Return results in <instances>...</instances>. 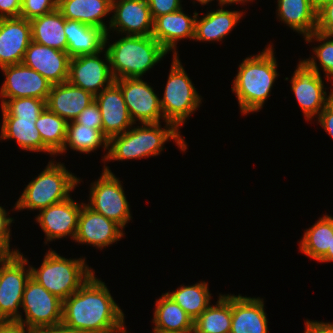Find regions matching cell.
I'll return each instance as SVG.
<instances>
[{
	"mask_svg": "<svg viewBox=\"0 0 333 333\" xmlns=\"http://www.w3.org/2000/svg\"><path fill=\"white\" fill-rule=\"evenodd\" d=\"M64 31L67 39V53L71 58L103 53L106 44L109 43V32L106 33L101 28L79 21L66 19Z\"/></svg>",
	"mask_w": 333,
	"mask_h": 333,
	"instance_id": "24",
	"label": "cell"
},
{
	"mask_svg": "<svg viewBox=\"0 0 333 333\" xmlns=\"http://www.w3.org/2000/svg\"><path fill=\"white\" fill-rule=\"evenodd\" d=\"M30 267L31 278L62 301L75 293L95 273L85 259H67L48 250L39 268Z\"/></svg>",
	"mask_w": 333,
	"mask_h": 333,
	"instance_id": "5",
	"label": "cell"
},
{
	"mask_svg": "<svg viewBox=\"0 0 333 333\" xmlns=\"http://www.w3.org/2000/svg\"><path fill=\"white\" fill-rule=\"evenodd\" d=\"M153 333H194L193 330L181 331V332H153Z\"/></svg>",
	"mask_w": 333,
	"mask_h": 333,
	"instance_id": "52",
	"label": "cell"
},
{
	"mask_svg": "<svg viewBox=\"0 0 333 333\" xmlns=\"http://www.w3.org/2000/svg\"><path fill=\"white\" fill-rule=\"evenodd\" d=\"M208 11L207 14L198 19L195 18L194 39L196 41H221L232 31L242 17V11H229L223 9Z\"/></svg>",
	"mask_w": 333,
	"mask_h": 333,
	"instance_id": "26",
	"label": "cell"
},
{
	"mask_svg": "<svg viewBox=\"0 0 333 333\" xmlns=\"http://www.w3.org/2000/svg\"><path fill=\"white\" fill-rule=\"evenodd\" d=\"M315 57L299 62L291 78V89L306 118L311 120L318 116L325 106L333 99V89L329 96L324 91V82L320 75Z\"/></svg>",
	"mask_w": 333,
	"mask_h": 333,
	"instance_id": "8",
	"label": "cell"
},
{
	"mask_svg": "<svg viewBox=\"0 0 333 333\" xmlns=\"http://www.w3.org/2000/svg\"><path fill=\"white\" fill-rule=\"evenodd\" d=\"M6 76L0 90L1 105L8 99L32 97L48 99L52 84L23 63L0 68Z\"/></svg>",
	"mask_w": 333,
	"mask_h": 333,
	"instance_id": "13",
	"label": "cell"
},
{
	"mask_svg": "<svg viewBox=\"0 0 333 333\" xmlns=\"http://www.w3.org/2000/svg\"><path fill=\"white\" fill-rule=\"evenodd\" d=\"M124 317L105 283L94 274L63 301L62 324L82 333H126Z\"/></svg>",
	"mask_w": 333,
	"mask_h": 333,
	"instance_id": "1",
	"label": "cell"
},
{
	"mask_svg": "<svg viewBox=\"0 0 333 333\" xmlns=\"http://www.w3.org/2000/svg\"><path fill=\"white\" fill-rule=\"evenodd\" d=\"M104 51L105 62L99 58L101 52L72 57L69 62L68 82L93 96L110 86L115 80L110 70L108 54Z\"/></svg>",
	"mask_w": 333,
	"mask_h": 333,
	"instance_id": "14",
	"label": "cell"
},
{
	"mask_svg": "<svg viewBox=\"0 0 333 333\" xmlns=\"http://www.w3.org/2000/svg\"><path fill=\"white\" fill-rule=\"evenodd\" d=\"M91 184L90 202L86 205L124 229L131 220V214L130 205L119 178L111 172L109 167L104 166L100 178Z\"/></svg>",
	"mask_w": 333,
	"mask_h": 333,
	"instance_id": "9",
	"label": "cell"
},
{
	"mask_svg": "<svg viewBox=\"0 0 333 333\" xmlns=\"http://www.w3.org/2000/svg\"><path fill=\"white\" fill-rule=\"evenodd\" d=\"M111 12L109 32L111 29L121 35L152 36L154 19L147 0H112Z\"/></svg>",
	"mask_w": 333,
	"mask_h": 333,
	"instance_id": "15",
	"label": "cell"
},
{
	"mask_svg": "<svg viewBox=\"0 0 333 333\" xmlns=\"http://www.w3.org/2000/svg\"><path fill=\"white\" fill-rule=\"evenodd\" d=\"M80 178L66 170L61 162L50 161L45 169L31 180L16 202L15 210H41L70 197ZM76 186V187H75Z\"/></svg>",
	"mask_w": 333,
	"mask_h": 333,
	"instance_id": "6",
	"label": "cell"
},
{
	"mask_svg": "<svg viewBox=\"0 0 333 333\" xmlns=\"http://www.w3.org/2000/svg\"><path fill=\"white\" fill-rule=\"evenodd\" d=\"M170 296L192 319L193 321L211 303V294L208 283L200 282L190 286L181 285L172 292L166 293Z\"/></svg>",
	"mask_w": 333,
	"mask_h": 333,
	"instance_id": "35",
	"label": "cell"
},
{
	"mask_svg": "<svg viewBox=\"0 0 333 333\" xmlns=\"http://www.w3.org/2000/svg\"><path fill=\"white\" fill-rule=\"evenodd\" d=\"M248 1L250 2V1H253V0H218V2H219L218 5H220V6L223 5L224 6L226 4L225 6H227V4L229 5V4H232V3L233 4L234 3L243 4L244 2H248Z\"/></svg>",
	"mask_w": 333,
	"mask_h": 333,
	"instance_id": "50",
	"label": "cell"
},
{
	"mask_svg": "<svg viewBox=\"0 0 333 333\" xmlns=\"http://www.w3.org/2000/svg\"><path fill=\"white\" fill-rule=\"evenodd\" d=\"M74 121L87 127L98 129L102 132L101 113L95 100L84 108Z\"/></svg>",
	"mask_w": 333,
	"mask_h": 333,
	"instance_id": "39",
	"label": "cell"
},
{
	"mask_svg": "<svg viewBox=\"0 0 333 333\" xmlns=\"http://www.w3.org/2000/svg\"><path fill=\"white\" fill-rule=\"evenodd\" d=\"M0 333H33V330L17 320H10L0 321Z\"/></svg>",
	"mask_w": 333,
	"mask_h": 333,
	"instance_id": "45",
	"label": "cell"
},
{
	"mask_svg": "<svg viewBox=\"0 0 333 333\" xmlns=\"http://www.w3.org/2000/svg\"><path fill=\"white\" fill-rule=\"evenodd\" d=\"M82 207L72 197L39 210L36 221L46 234L45 244L54 239L70 236L75 238L78 217Z\"/></svg>",
	"mask_w": 333,
	"mask_h": 333,
	"instance_id": "17",
	"label": "cell"
},
{
	"mask_svg": "<svg viewBox=\"0 0 333 333\" xmlns=\"http://www.w3.org/2000/svg\"><path fill=\"white\" fill-rule=\"evenodd\" d=\"M94 97L90 92L67 81L51 86L46 107L67 122H71L94 101Z\"/></svg>",
	"mask_w": 333,
	"mask_h": 333,
	"instance_id": "23",
	"label": "cell"
},
{
	"mask_svg": "<svg viewBox=\"0 0 333 333\" xmlns=\"http://www.w3.org/2000/svg\"><path fill=\"white\" fill-rule=\"evenodd\" d=\"M21 307L26 318H19L17 321L32 330L62 323L63 301L31 277L26 283Z\"/></svg>",
	"mask_w": 333,
	"mask_h": 333,
	"instance_id": "11",
	"label": "cell"
},
{
	"mask_svg": "<svg viewBox=\"0 0 333 333\" xmlns=\"http://www.w3.org/2000/svg\"><path fill=\"white\" fill-rule=\"evenodd\" d=\"M322 262H333V237H332V243H331V249H328L327 253L319 260Z\"/></svg>",
	"mask_w": 333,
	"mask_h": 333,
	"instance_id": "49",
	"label": "cell"
},
{
	"mask_svg": "<svg viewBox=\"0 0 333 333\" xmlns=\"http://www.w3.org/2000/svg\"><path fill=\"white\" fill-rule=\"evenodd\" d=\"M333 237V217L324 215L306 229L303 238L299 242V249L306 256L319 261L331 249Z\"/></svg>",
	"mask_w": 333,
	"mask_h": 333,
	"instance_id": "32",
	"label": "cell"
},
{
	"mask_svg": "<svg viewBox=\"0 0 333 333\" xmlns=\"http://www.w3.org/2000/svg\"><path fill=\"white\" fill-rule=\"evenodd\" d=\"M107 46L114 80L141 78L168 53L152 36L126 35Z\"/></svg>",
	"mask_w": 333,
	"mask_h": 333,
	"instance_id": "4",
	"label": "cell"
},
{
	"mask_svg": "<svg viewBox=\"0 0 333 333\" xmlns=\"http://www.w3.org/2000/svg\"><path fill=\"white\" fill-rule=\"evenodd\" d=\"M195 1H198V2H200V4H202V5H207V4H209L211 1H214V0H195Z\"/></svg>",
	"mask_w": 333,
	"mask_h": 333,
	"instance_id": "53",
	"label": "cell"
},
{
	"mask_svg": "<svg viewBox=\"0 0 333 333\" xmlns=\"http://www.w3.org/2000/svg\"><path fill=\"white\" fill-rule=\"evenodd\" d=\"M67 121L56 113L51 112L47 107L35 122L43 141V152L51 156L57 155L65 144Z\"/></svg>",
	"mask_w": 333,
	"mask_h": 333,
	"instance_id": "33",
	"label": "cell"
},
{
	"mask_svg": "<svg viewBox=\"0 0 333 333\" xmlns=\"http://www.w3.org/2000/svg\"><path fill=\"white\" fill-rule=\"evenodd\" d=\"M57 9L67 20L79 21L108 32L107 24L102 19L111 13L112 0H58Z\"/></svg>",
	"mask_w": 333,
	"mask_h": 333,
	"instance_id": "25",
	"label": "cell"
},
{
	"mask_svg": "<svg viewBox=\"0 0 333 333\" xmlns=\"http://www.w3.org/2000/svg\"><path fill=\"white\" fill-rule=\"evenodd\" d=\"M28 260L22 253H11L1 261L0 321L22 318L21 308L24 289L31 277Z\"/></svg>",
	"mask_w": 333,
	"mask_h": 333,
	"instance_id": "10",
	"label": "cell"
},
{
	"mask_svg": "<svg viewBox=\"0 0 333 333\" xmlns=\"http://www.w3.org/2000/svg\"><path fill=\"white\" fill-rule=\"evenodd\" d=\"M170 73L160 106L165 122L174 124L178 129L202 103L196 88L186 74L178 56H173Z\"/></svg>",
	"mask_w": 333,
	"mask_h": 333,
	"instance_id": "7",
	"label": "cell"
},
{
	"mask_svg": "<svg viewBox=\"0 0 333 333\" xmlns=\"http://www.w3.org/2000/svg\"><path fill=\"white\" fill-rule=\"evenodd\" d=\"M121 89L134 124L159 123L164 120L160 98L142 78H120L114 81Z\"/></svg>",
	"mask_w": 333,
	"mask_h": 333,
	"instance_id": "12",
	"label": "cell"
},
{
	"mask_svg": "<svg viewBox=\"0 0 333 333\" xmlns=\"http://www.w3.org/2000/svg\"><path fill=\"white\" fill-rule=\"evenodd\" d=\"M183 8L178 11L159 16L154 20L152 37L167 51L173 50V56H178L176 43L185 38L194 39L195 18L186 15Z\"/></svg>",
	"mask_w": 333,
	"mask_h": 333,
	"instance_id": "21",
	"label": "cell"
},
{
	"mask_svg": "<svg viewBox=\"0 0 333 333\" xmlns=\"http://www.w3.org/2000/svg\"><path fill=\"white\" fill-rule=\"evenodd\" d=\"M65 21L58 9L30 20L32 41L67 52Z\"/></svg>",
	"mask_w": 333,
	"mask_h": 333,
	"instance_id": "27",
	"label": "cell"
},
{
	"mask_svg": "<svg viewBox=\"0 0 333 333\" xmlns=\"http://www.w3.org/2000/svg\"><path fill=\"white\" fill-rule=\"evenodd\" d=\"M332 0H310V3L312 5V8L318 12L321 10L324 6L329 4Z\"/></svg>",
	"mask_w": 333,
	"mask_h": 333,
	"instance_id": "48",
	"label": "cell"
},
{
	"mask_svg": "<svg viewBox=\"0 0 333 333\" xmlns=\"http://www.w3.org/2000/svg\"><path fill=\"white\" fill-rule=\"evenodd\" d=\"M230 333H268L263 298L232 295Z\"/></svg>",
	"mask_w": 333,
	"mask_h": 333,
	"instance_id": "22",
	"label": "cell"
},
{
	"mask_svg": "<svg viewBox=\"0 0 333 333\" xmlns=\"http://www.w3.org/2000/svg\"><path fill=\"white\" fill-rule=\"evenodd\" d=\"M122 230L114 221L82 203L74 240L80 244L93 245L102 250V248L119 241L125 234Z\"/></svg>",
	"mask_w": 333,
	"mask_h": 333,
	"instance_id": "16",
	"label": "cell"
},
{
	"mask_svg": "<svg viewBox=\"0 0 333 333\" xmlns=\"http://www.w3.org/2000/svg\"><path fill=\"white\" fill-rule=\"evenodd\" d=\"M304 333H333V323L310 321L307 319L305 321Z\"/></svg>",
	"mask_w": 333,
	"mask_h": 333,
	"instance_id": "46",
	"label": "cell"
},
{
	"mask_svg": "<svg viewBox=\"0 0 333 333\" xmlns=\"http://www.w3.org/2000/svg\"><path fill=\"white\" fill-rule=\"evenodd\" d=\"M11 253L0 243V261L7 258Z\"/></svg>",
	"mask_w": 333,
	"mask_h": 333,
	"instance_id": "51",
	"label": "cell"
},
{
	"mask_svg": "<svg viewBox=\"0 0 333 333\" xmlns=\"http://www.w3.org/2000/svg\"><path fill=\"white\" fill-rule=\"evenodd\" d=\"M38 118H3L0 140L15 139L26 151L43 152V141L35 122Z\"/></svg>",
	"mask_w": 333,
	"mask_h": 333,
	"instance_id": "31",
	"label": "cell"
},
{
	"mask_svg": "<svg viewBox=\"0 0 333 333\" xmlns=\"http://www.w3.org/2000/svg\"><path fill=\"white\" fill-rule=\"evenodd\" d=\"M58 0H22L20 17L32 20L57 9Z\"/></svg>",
	"mask_w": 333,
	"mask_h": 333,
	"instance_id": "38",
	"label": "cell"
},
{
	"mask_svg": "<svg viewBox=\"0 0 333 333\" xmlns=\"http://www.w3.org/2000/svg\"><path fill=\"white\" fill-rule=\"evenodd\" d=\"M33 333H82V332L69 328L61 323L58 325L33 330Z\"/></svg>",
	"mask_w": 333,
	"mask_h": 333,
	"instance_id": "47",
	"label": "cell"
},
{
	"mask_svg": "<svg viewBox=\"0 0 333 333\" xmlns=\"http://www.w3.org/2000/svg\"><path fill=\"white\" fill-rule=\"evenodd\" d=\"M70 59L67 52L31 41L22 63L55 85L68 81Z\"/></svg>",
	"mask_w": 333,
	"mask_h": 333,
	"instance_id": "18",
	"label": "cell"
},
{
	"mask_svg": "<svg viewBox=\"0 0 333 333\" xmlns=\"http://www.w3.org/2000/svg\"><path fill=\"white\" fill-rule=\"evenodd\" d=\"M133 126L126 132L111 137L108 140V151L102 160H131L157 156L164 150V144L174 140L181 151H186V141L181 137L179 129L172 123L166 122L165 128L159 123H144Z\"/></svg>",
	"mask_w": 333,
	"mask_h": 333,
	"instance_id": "3",
	"label": "cell"
},
{
	"mask_svg": "<svg viewBox=\"0 0 333 333\" xmlns=\"http://www.w3.org/2000/svg\"><path fill=\"white\" fill-rule=\"evenodd\" d=\"M317 118L318 123L333 138V99L325 106Z\"/></svg>",
	"mask_w": 333,
	"mask_h": 333,
	"instance_id": "44",
	"label": "cell"
},
{
	"mask_svg": "<svg viewBox=\"0 0 333 333\" xmlns=\"http://www.w3.org/2000/svg\"><path fill=\"white\" fill-rule=\"evenodd\" d=\"M277 18L281 19L304 38L309 36L317 27V12L312 8L310 0H278Z\"/></svg>",
	"mask_w": 333,
	"mask_h": 333,
	"instance_id": "28",
	"label": "cell"
},
{
	"mask_svg": "<svg viewBox=\"0 0 333 333\" xmlns=\"http://www.w3.org/2000/svg\"><path fill=\"white\" fill-rule=\"evenodd\" d=\"M0 283H1V261H0ZM1 286V284H0Z\"/></svg>",
	"mask_w": 333,
	"mask_h": 333,
	"instance_id": "54",
	"label": "cell"
},
{
	"mask_svg": "<svg viewBox=\"0 0 333 333\" xmlns=\"http://www.w3.org/2000/svg\"><path fill=\"white\" fill-rule=\"evenodd\" d=\"M46 100L32 97L8 99L1 105L2 118H38Z\"/></svg>",
	"mask_w": 333,
	"mask_h": 333,
	"instance_id": "36",
	"label": "cell"
},
{
	"mask_svg": "<svg viewBox=\"0 0 333 333\" xmlns=\"http://www.w3.org/2000/svg\"><path fill=\"white\" fill-rule=\"evenodd\" d=\"M273 45H268L258 55L246 57L232 81L240 112H258L269 98L277 74V61Z\"/></svg>",
	"mask_w": 333,
	"mask_h": 333,
	"instance_id": "2",
	"label": "cell"
},
{
	"mask_svg": "<svg viewBox=\"0 0 333 333\" xmlns=\"http://www.w3.org/2000/svg\"><path fill=\"white\" fill-rule=\"evenodd\" d=\"M102 145L108 150V139L100 130L71 121L67 123L65 144L58 154L66 153L67 147L88 154Z\"/></svg>",
	"mask_w": 333,
	"mask_h": 333,
	"instance_id": "34",
	"label": "cell"
},
{
	"mask_svg": "<svg viewBox=\"0 0 333 333\" xmlns=\"http://www.w3.org/2000/svg\"><path fill=\"white\" fill-rule=\"evenodd\" d=\"M216 305H209L193 322L194 333H230L232 295L219 294Z\"/></svg>",
	"mask_w": 333,
	"mask_h": 333,
	"instance_id": "30",
	"label": "cell"
},
{
	"mask_svg": "<svg viewBox=\"0 0 333 333\" xmlns=\"http://www.w3.org/2000/svg\"><path fill=\"white\" fill-rule=\"evenodd\" d=\"M153 332L193 330V319L166 293L156 300Z\"/></svg>",
	"mask_w": 333,
	"mask_h": 333,
	"instance_id": "29",
	"label": "cell"
},
{
	"mask_svg": "<svg viewBox=\"0 0 333 333\" xmlns=\"http://www.w3.org/2000/svg\"><path fill=\"white\" fill-rule=\"evenodd\" d=\"M6 210L0 206V243L10 252V253H19V250L10 249V225L13 222V218L7 217Z\"/></svg>",
	"mask_w": 333,
	"mask_h": 333,
	"instance_id": "42",
	"label": "cell"
},
{
	"mask_svg": "<svg viewBox=\"0 0 333 333\" xmlns=\"http://www.w3.org/2000/svg\"><path fill=\"white\" fill-rule=\"evenodd\" d=\"M147 3L154 20L159 16L178 11L182 8L181 0H147Z\"/></svg>",
	"mask_w": 333,
	"mask_h": 333,
	"instance_id": "40",
	"label": "cell"
},
{
	"mask_svg": "<svg viewBox=\"0 0 333 333\" xmlns=\"http://www.w3.org/2000/svg\"><path fill=\"white\" fill-rule=\"evenodd\" d=\"M316 31L333 35V0L317 12Z\"/></svg>",
	"mask_w": 333,
	"mask_h": 333,
	"instance_id": "41",
	"label": "cell"
},
{
	"mask_svg": "<svg viewBox=\"0 0 333 333\" xmlns=\"http://www.w3.org/2000/svg\"><path fill=\"white\" fill-rule=\"evenodd\" d=\"M333 35L323 34L318 31H314L309 36L305 37L306 42L319 41V46L314 47L313 51L318 61H320V67L325 72L326 79L332 77L333 79ZM331 39V40H330Z\"/></svg>",
	"mask_w": 333,
	"mask_h": 333,
	"instance_id": "37",
	"label": "cell"
},
{
	"mask_svg": "<svg viewBox=\"0 0 333 333\" xmlns=\"http://www.w3.org/2000/svg\"><path fill=\"white\" fill-rule=\"evenodd\" d=\"M22 0H0V19L20 17Z\"/></svg>",
	"mask_w": 333,
	"mask_h": 333,
	"instance_id": "43",
	"label": "cell"
},
{
	"mask_svg": "<svg viewBox=\"0 0 333 333\" xmlns=\"http://www.w3.org/2000/svg\"><path fill=\"white\" fill-rule=\"evenodd\" d=\"M31 41L29 20L22 17L0 19V68L22 63Z\"/></svg>",
	"mask_w": 333,
	"mask_h": 333,
	"instance_id": "20",
	"label": "cell"
},
{
	"mask_svg": "<svg viewBox=\"0 0 333 333\" xmlns=\"http://www.w3.org/2000/svg\"><path fill=\"white\" fill-rule=\"evenodd\" d=\"M94 100L101 113L102 133L108 140L126 132L134 125L121 89L115 82L103 89Z\"/></svg>",
	"mask_w": 333,
	"mask_h": 333,
	"instance_id": "19",
	"label": "cell"
}]
</instances>
